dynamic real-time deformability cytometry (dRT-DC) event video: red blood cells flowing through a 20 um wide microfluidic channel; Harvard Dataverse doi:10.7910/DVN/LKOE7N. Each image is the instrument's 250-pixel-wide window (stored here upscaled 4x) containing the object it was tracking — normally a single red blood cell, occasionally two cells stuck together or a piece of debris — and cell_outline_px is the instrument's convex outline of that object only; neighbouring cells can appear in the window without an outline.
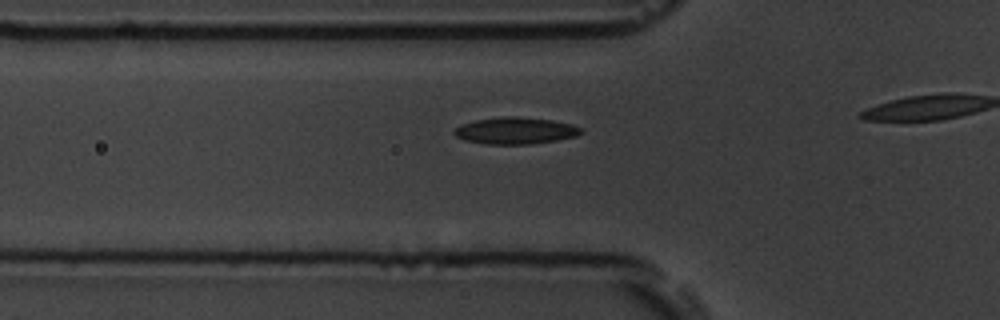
{"species": "common noctule bat (a hibernating species)", "species_latin": "Nyctalus noctula", "temperature_condition": "room temperature", "stored_images_in_passage": 13, "camera_frame_rate_fps": 3000, "um_per_image_px": 0.085, "animal": {"sex": "male", "body_mass_g": 19.5, "forearm_length_mm": 54.6}, "frame": {"image": 1, "passage_image": 8, "time_ms": 2.333, "image_size_px": [1000, 320], "cell_outline_px": [[584, 132], [576, 136], [556, 140], [528, 144], [484, 144], [464, 140], [456, 136], [452, 132], [456, 128], [464, 124], [476, 120], [504, 116], [516, 116], [552, 120], [572, 124], [584, 128]], "centroid_in_image_um": [43.85, 11.11], "position_along_channel_um": 82.0, "area_um2": 19.77}}
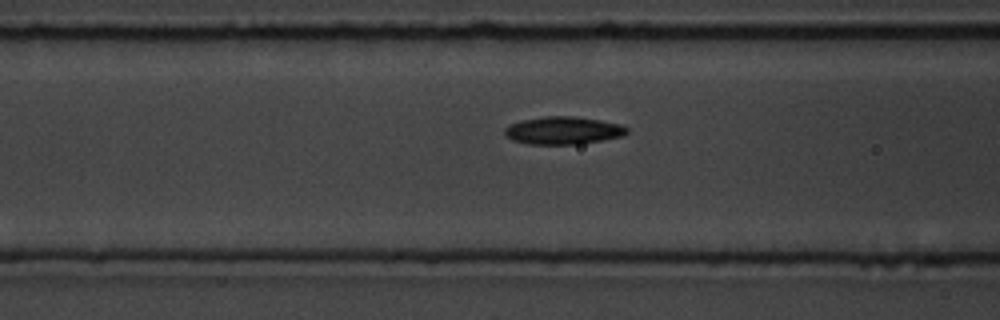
{"frame": {"image": 2, "passage_image": 11, "time_ms": 3.333, "image_size_px": [1000, 320], "cell_outline_px": [[628, 132], [624, 136], [580, 144], [528, 144], [512, 140], [504, 132], [504, 128], [520, 120], [544, 116], [576, 116], [600, 120], [620, 124], [628, 128]], "centroid_in_image_um": [47.89, 11.08], "position_along_channel_um": 118.7, "area_um2": 19.77}}